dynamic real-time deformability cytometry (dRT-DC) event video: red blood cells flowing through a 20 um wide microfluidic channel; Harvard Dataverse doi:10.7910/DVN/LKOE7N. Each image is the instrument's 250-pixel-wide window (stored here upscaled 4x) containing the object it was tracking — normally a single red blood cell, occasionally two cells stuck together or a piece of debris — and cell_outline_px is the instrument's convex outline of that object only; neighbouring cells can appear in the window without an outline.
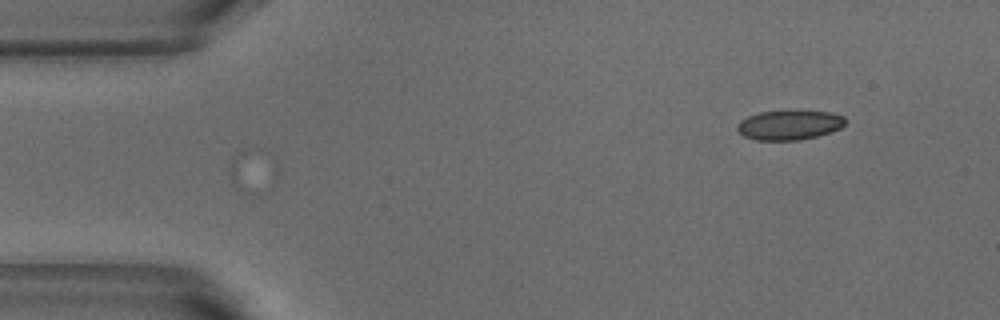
{"species": "common noctule bat (a hibernating species)", "species_latin": "Nyctalus noctula", "temperature_condition": "warm", "stored_images_in_passage": 2, "camera_frame_rate_fps": 3000, "um_per_image_px": 0.085, "animal": {"sex": "male", "body_mass_g": 18.8}, "frame": {"image": 1, "passage_image": 2, "time_ms": 0.333, "image_size_px": [1000, 320], "cell_outline_px": [[848, 120], [840, 128], [816, 136], [800, 140], [756, 140], [744, 136], [736, 128], [736, 124], [740, 120], [748, 116], [760, 112], [828, 112], [844, 116]], "centroid_in_image_um": [67.07, 10.64], "position_along_channel_um": 17.9, "area_um2": 18.26}}